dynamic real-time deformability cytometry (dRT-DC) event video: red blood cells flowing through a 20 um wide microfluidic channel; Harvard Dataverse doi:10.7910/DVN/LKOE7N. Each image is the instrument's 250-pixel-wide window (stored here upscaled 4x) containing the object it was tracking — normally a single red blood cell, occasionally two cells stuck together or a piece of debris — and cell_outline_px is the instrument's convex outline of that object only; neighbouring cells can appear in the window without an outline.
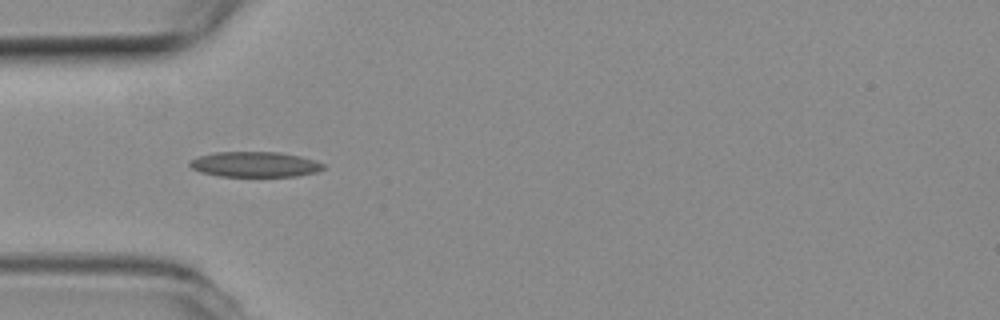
{"species": "common noctule bat (a hibernating species)", "species_latin": "Nyctalus noctula", "temperature_condition": "room temperature", "stored_images_in_passage": 21, "camera_frame_rate_fps": 3000, "um_per_image_px": 0.085, "animal": {"sex": "female", "body_mass_g": 19.3, "forearm_length_mm": 54.1}, "frame": {"image": 1, "passage_image": 3, "time_ms": 0.667, "image_size_px": [1000, 320], "cell_outline_px": [[324, 168], [316, 172], [296, 176], [220, 176], [200, 172], [192, 168], [188, 164], [188, 160], [200, 156], [216, 152], [280, 152], [300, 156], [316, 160], [324, 164]], "centroid_in_image_um": [21.66, 13.97], "position_along_channel_um": 63.3, "area_um2": 19.71}}
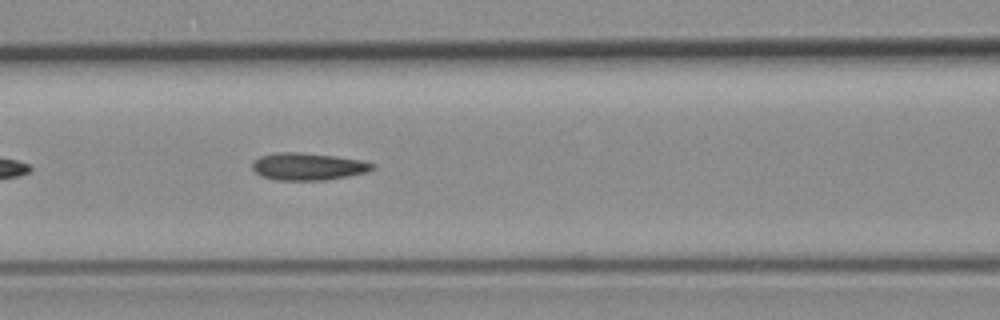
{"frame": {"image": 2, "passage_image": 9, "time_ms": 2.667, "image_size_px": [1000, 320], "cell_outline_px": [[376, 168], [368, 172], [328, 180], [276, 180], [260, 176], [252, 168], [252, 164], [260, 156], [280, 152], [300, 152], [332, 156], [360, 160], [376, 164]], "centroid_in_image_um": [26.21, 14.16], "position_along_channel_um": 140.4, "area_um2": 19.07}}
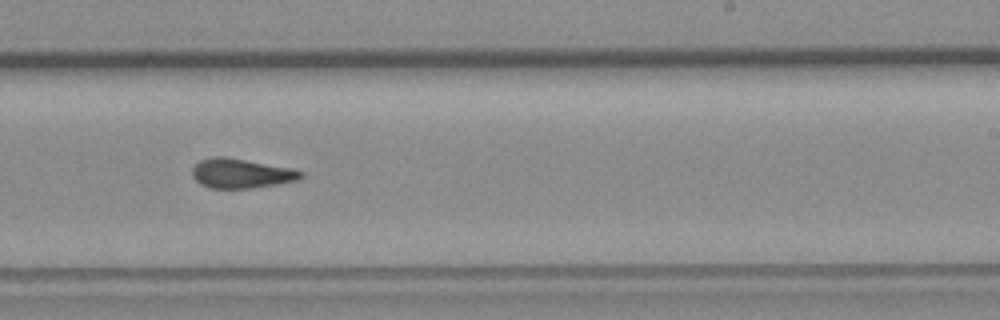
{"frame": {"image": 3, "passage_image": 19, "time_ms": 6.0, "image_size_px": [1000, 320], "cell_outline_px": [[304, 176], [300, 180], [252, 188], [208, 188], [200, 184], [192, 176], [192, 168], [200, 160], [212, 156], [224, 156], [292, 168], [304, 172]], "centroid_in_image_um": [20.5, 14.73], "position_along_channel_um": 268.5, "area_um2": 18.84}}